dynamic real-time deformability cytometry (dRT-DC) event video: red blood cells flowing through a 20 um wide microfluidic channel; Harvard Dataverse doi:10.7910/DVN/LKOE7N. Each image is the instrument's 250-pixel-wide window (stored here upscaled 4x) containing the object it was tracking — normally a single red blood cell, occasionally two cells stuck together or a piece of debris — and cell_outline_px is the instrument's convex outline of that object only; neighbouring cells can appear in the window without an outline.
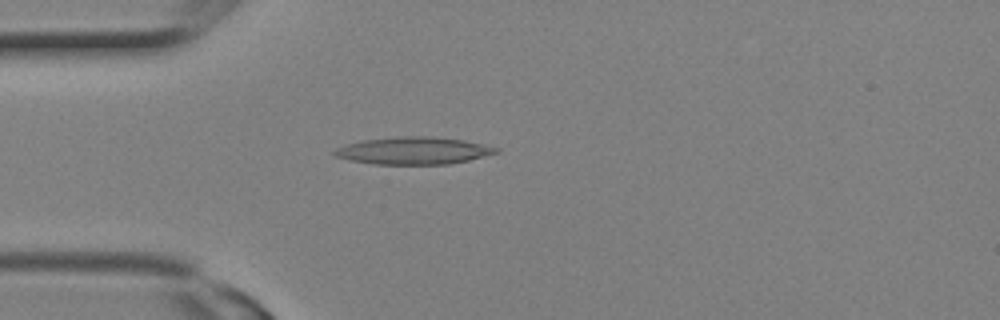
{"species": "Egyptian fruit bat (a non-hibernating species)", "species_latin": "Rousettus aegyptiacus", "temperature_condition": "room temperature", "stored_images_in_passage": 2, "camera_frame_rate_fps": 3000, "um_per_image_px": 0.085, "animal": {"sex": "female"}, "frame": {"image": 1, "passage_image": 2, "time_ms": 0.333, "image_size_px": [1000, 320], "cell_outline_px": [[500, 152], [468, 160], [448, 164], [372, 164], [352, 160], [336, 156], [332, 152], [336, 148], [348, 144], [364, 140], [396, 136], [428, 136], [464, 140], [500, 148]], "centroid_in_image_um": [35.17, 12.8], "position_along_channel_um": 49.8, "area_um2": 25.55}}